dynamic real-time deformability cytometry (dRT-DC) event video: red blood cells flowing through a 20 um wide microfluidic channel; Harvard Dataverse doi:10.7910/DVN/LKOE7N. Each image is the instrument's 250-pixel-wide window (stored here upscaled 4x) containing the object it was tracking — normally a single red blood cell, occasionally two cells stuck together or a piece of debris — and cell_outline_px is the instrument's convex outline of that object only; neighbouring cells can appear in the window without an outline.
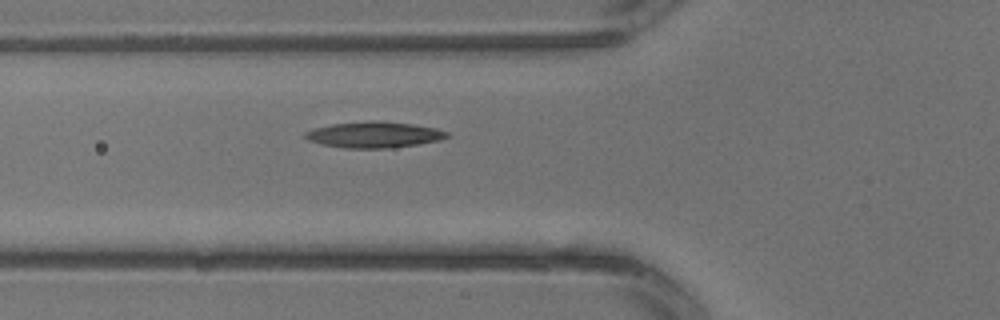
{"species": "common noctule bat (a hibernating species)", "species_latin": "Nyctalus noctula", "temperature_condition": "warm", "stored_images_in_passage": 4, "camera_frame_rate_fps": 3000, "um_per_image_px": 0.085, "animal": {"sex": "male", "body_mass_g": 13.3}, "frame": {"image": 1, "passage_image": 4, "time_ms": 1.0, "image_size_px": [1000, 320], "cell_outline_px": [[448, 136], [440, 140], [416, 144], [388, 148], [344, 148], [320, 144], [308, 140], [304, 136], [304, 132], [312, 128], [332, 124], [368, 120], [380, 120], [412, 124], [436, 128], [448, 132]], "centroid_in_image_um": [31.75, 11.44], "position_along_channel_um": 94.1, "area_um2": 21.62}}